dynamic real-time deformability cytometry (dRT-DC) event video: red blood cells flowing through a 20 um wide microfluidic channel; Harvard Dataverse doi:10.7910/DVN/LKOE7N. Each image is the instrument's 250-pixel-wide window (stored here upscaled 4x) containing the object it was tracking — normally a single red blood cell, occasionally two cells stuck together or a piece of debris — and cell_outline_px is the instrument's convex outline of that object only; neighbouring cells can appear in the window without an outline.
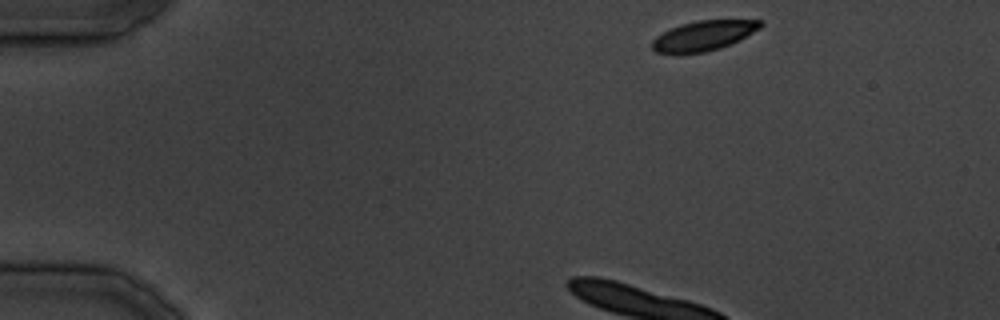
{"species": "common noctule bat (a hibernating species)", "species_latin": "Nyctalus noctula", "temperature_condition": "cold", "stored_images_in_passage": 33, "camera_frame_rate_fps": 3000, "um_per_image_px": 0.085, "animal": {"sex": "male", "body_mass_g": 19.5, "forearm_length_mm": 54.6}, "frame": {"image": 1, "passage_image": 1, "time_ms": 0.0, "image_size_px": [1000, 320], "cell_outline_px": [[764, 24], [760, 28], [740, 40], [720, 48], [704, 52], [656, 52], [652, 48], [652, 40], [656, 36], [680, 24], [696, 20], [760, 20]], "centroid_in_image_um": [59.84, 3.01], "position_along_channel_um": 25.2, "area_um2": 18.55}}